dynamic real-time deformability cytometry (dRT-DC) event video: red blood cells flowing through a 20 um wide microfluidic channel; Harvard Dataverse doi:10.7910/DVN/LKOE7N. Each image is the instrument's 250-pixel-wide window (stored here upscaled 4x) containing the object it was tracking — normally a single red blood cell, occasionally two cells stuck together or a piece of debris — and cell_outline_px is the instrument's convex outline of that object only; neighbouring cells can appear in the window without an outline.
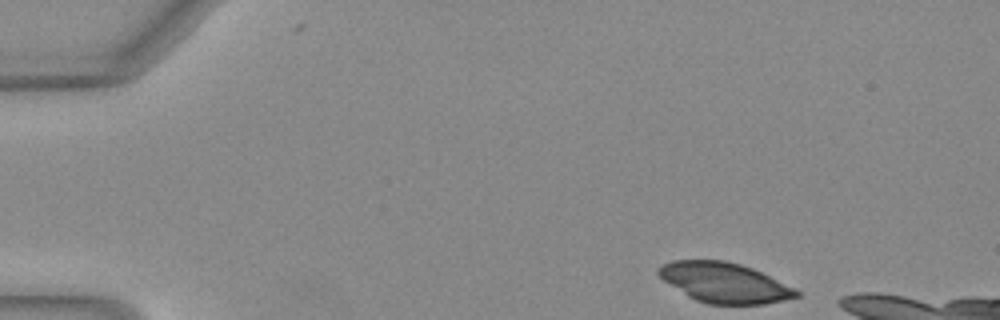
{"species": "Egyptian fruit bat (a non-hibernating species)", "species_latin": "Rousettus aegyptiacus", "temperature_condition": "warm", "stored_images_in_passage": 11, "camera_frame_rate_fps": 3000, "um_per_image_px": 0.085, "animal": {"sex": "female"}, "frame": {"image": 1, "passage_image": 1, "time_ms": 0.0, "image_size_px": [1000, 320], "cell_outline_px": [[800, 296], [784, 300], [764, 304], [708, 304], [696, 300], [688, 296], [664, 280], [656, 272], [664, 264], [672, 260], [724, 260], [740, 264], [752, 268], [800, 292]], "centroid_in_image_um": [61.56, 24.03], "position_along_channel_um": 23.4, "area_um2": 31.62}}